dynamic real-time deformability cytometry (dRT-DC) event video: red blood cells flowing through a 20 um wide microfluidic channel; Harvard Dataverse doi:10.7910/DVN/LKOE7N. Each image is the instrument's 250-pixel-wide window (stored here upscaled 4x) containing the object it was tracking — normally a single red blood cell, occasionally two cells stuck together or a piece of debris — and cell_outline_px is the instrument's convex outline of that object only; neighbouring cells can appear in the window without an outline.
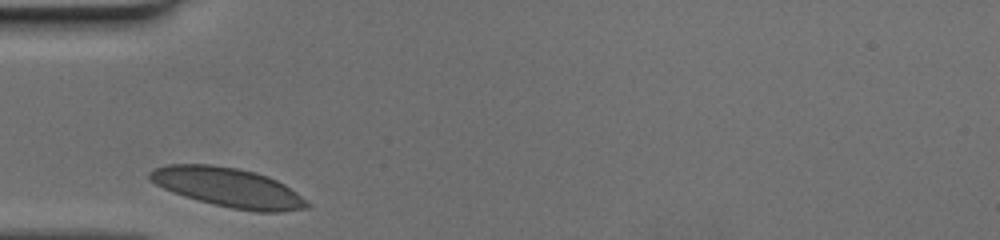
{"species": "human", "species_latin": "Homo sapiens", "temperature_condition": "cold", "stored_images_in_passage": 25, "camera_frame_rate_fps": 3000, "um_per_image_px": 0.085, "donor": {"sex": "female"}, "frame": {"image": 1, "passage_image": 1, "time_ms": 0.0, "image_size_px": [1000, 240], "cell_outline_px": [[312, 204], [308, 208], [280, 212], [256, 212], [232, 208], [184, 196], [172, 192], [148, 180], [148, 172], [156, 168], [168, 164], [212, 164], [236, 168], [268, 176], [284, 184], [296, 192]], "centroid_in_image_um": [19.41, 15.93], "position_along_channel_um": 65.6, "area_um2": 35.84}}
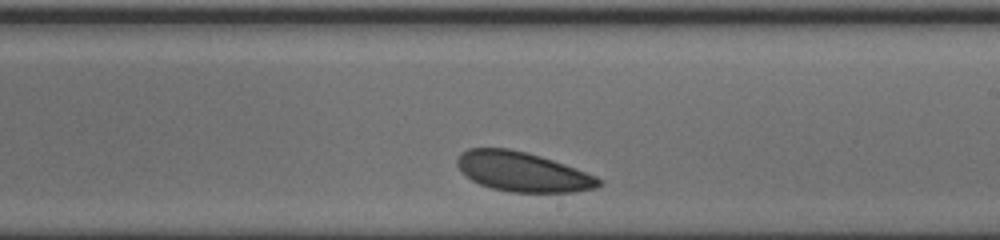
{"frame": {"image": 2, "passage_image": 15, "time_ms": 4.667, "image_size_px": [1000, 240], "cell_outline_px": [[604, 180], [596, 188], [572, 192], [508, 192], [492, 188], [480, 184], [472, 180], [460, 172], [456, 164], [456, 160], [460, 152], [468, 148], [508, 148], [540, 156], [564, 164], [596, 176]], "centroid_in_image_um": [44.38, 14.6], "position_along_channel_um": 244.6, "area_um2": 32.66}}
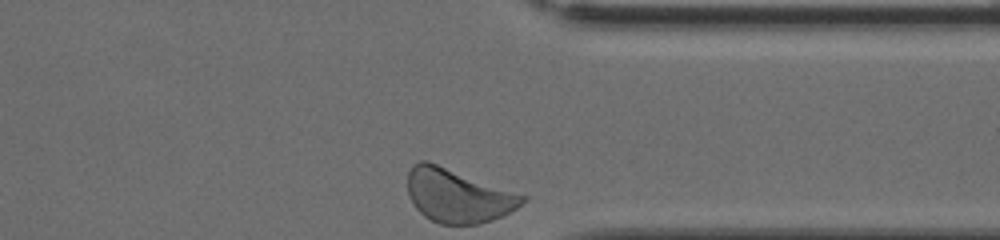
{"frame": {"image": 3, "passage_image": 25, "time_ms": 8.0, "image_size_px": [1000, 240], "cell_outline_px": [[528, 196], [516, 208], [492, 220], [480, 224], [440, 224], [424, 216], [412, 204], [408, 196], [408, 172], [412, 164], [420, 160], [428, 160]], "centroid_in_image_um": [38.88, 16.61], "position_along_channel_um": 372.5, "area_um2": 35.95}}